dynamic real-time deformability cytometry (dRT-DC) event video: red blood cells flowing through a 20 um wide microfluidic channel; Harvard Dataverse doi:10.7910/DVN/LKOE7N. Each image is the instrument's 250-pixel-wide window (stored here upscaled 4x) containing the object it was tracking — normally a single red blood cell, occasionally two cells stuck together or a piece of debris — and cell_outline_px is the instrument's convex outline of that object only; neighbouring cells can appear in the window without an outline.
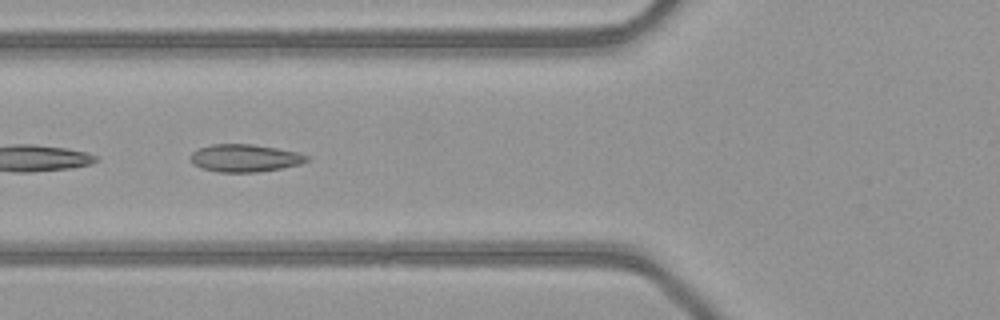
{"species": "common noctule bat (a hibernating species)", "species_latin": "Nyctalus noctula", "temperature_condition": "warm", "stored_images_in_passage": 15, "camera_frame_rate_fps": 3000, "um_per_image_px": 0.085, "animal": {"sex": "female", "body_mass_g": 21.9}, "frame": {"image": 1, "passage_image": 7, "time_ms": 2.0, "image_size_px": [1000, 320], "cell_outline_px": [[308, 160], [300, 164], [280, 168], [256, 172], [220, 172], [200, 168], [192, 164], [188, 156], [192, 152], [200, 148], [212, 144], [252, 144], [276, 148], [296, 152], [308, 156]], "centroid_in_image_um": [20.75, 13.43], "position_along_channel_um": 105.1, "area_um2": 18.61}}